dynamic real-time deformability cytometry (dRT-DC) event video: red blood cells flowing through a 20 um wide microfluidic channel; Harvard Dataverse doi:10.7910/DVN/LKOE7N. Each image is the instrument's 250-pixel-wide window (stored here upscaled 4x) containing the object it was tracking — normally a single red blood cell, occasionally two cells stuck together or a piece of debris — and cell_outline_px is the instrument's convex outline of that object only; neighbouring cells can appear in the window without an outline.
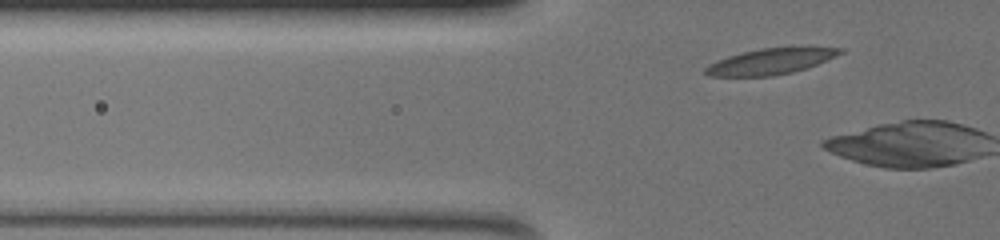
{"species": "common noctule bat (a hibernating species)", "species_latin": "Nyctalus noctula", "temperature_condition": "warm", "stored_images_in_passage": 7, "camera_frame_rate_fps": 3000, "um_per_image_px": 0.085, "animal": {"sex": "female", "body_mass_g": 19.5, "forearm_length_mm": 54.1}, "frame": {"image": 1, "passage_image": 6, "time_ms": 1.667, "image_size_px": [1000, 240], "cell_outline_px": [[844, 52], [836, 56], [816, 64], [792, 72], [772, 76], [708, 76], [704, 72], [704, 68], [708, 64], [716, 60], [728, 56], [760, 48], [844, 48]], "centroid_in_image_um": [65.42, 5.23], "position_along_channel_um": 60.4, "area_um2": 19.88}}